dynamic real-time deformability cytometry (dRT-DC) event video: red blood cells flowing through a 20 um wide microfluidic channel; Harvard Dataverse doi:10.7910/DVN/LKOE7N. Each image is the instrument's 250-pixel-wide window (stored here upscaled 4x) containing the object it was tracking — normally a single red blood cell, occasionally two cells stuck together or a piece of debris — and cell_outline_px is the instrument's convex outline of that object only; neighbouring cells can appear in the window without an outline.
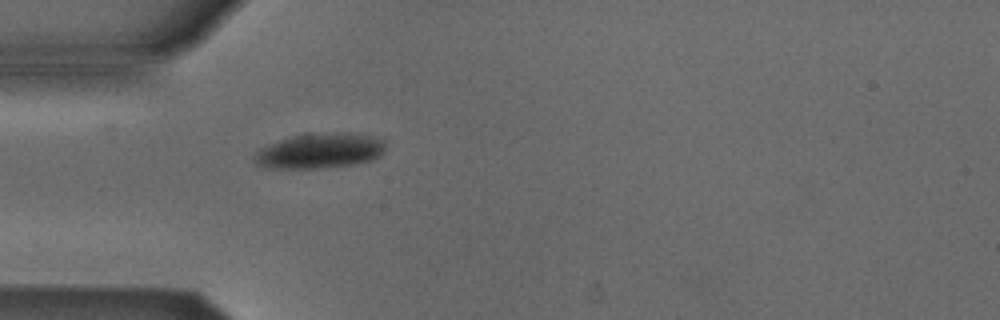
{"species": "Egyptian fruit bat (a non-hibernating species)", "species_latin": "Rousettus aegyptiacus", "temperature_condition": "cold", "stored_images_in_passage": 1, "camera_frame_rate_fps": 3000, "um_per_image_px": 0.085, "animal": {"sex": "male"}, "frame": {"image": 1, "passage_image": 1, "time_ms": 0.0, "image_size_px": [1000, 320], "cell_outline_px": [[384, 152], [380, 156], [372, 160], [352, 164], [320, 168], [268, 168], [260, 164], [256, 160], [256, 152], [280, 140], [296, 136], [348, 132], [352, 132], [372, 136], [384, 140]], "centroid_in_image_um": [27.29, 12.83], "position_along_channel_um": 57.7, "area_um2": 26.01}}